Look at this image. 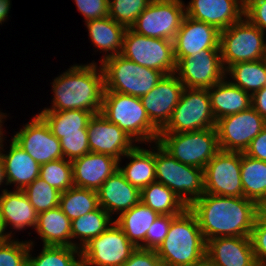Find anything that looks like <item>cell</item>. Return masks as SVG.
Listing matches in <instances>:
<instances>
[{
	"instance_id": "cell-55",
	"label": "cell",
	"mask_w": 266,
	"mask_h": 266,
	"mask_svg": "<svg viewBox=\"0 0 266 266\" xmlns=\"http://www.w3.org/2000/svg\"><path fill=\"white\" fill-rule=\"evenodd\" d=\"M3 116H4V114L2 115V113H0V123H2ZM1 126H2V124H0V150H2L1 148H2V146H3V145H2V141H3V140H2V137H1V136L3 135V133H2V131H1V130H2Z\"/></svg>"
},
{
	"instance_id": "cell-45",
	"label": "cell",
	"mask_w": 266,
	"mask_h": 266,
	"mask_svg": "<svg viewBox=\"0 0 266 266\" xmlns=\"http://www.w3.org/2000/svg\"><path fill=\"white\" fill-rule=\"evenodd\" d=\"M75 2L86 22L108 16L109 0H75Z\"/></svg>"
},
{
	"instance_id": "cell-51",
	"label": "cell",
	"mask_w": 266,
	"mask_h": 266,
	"mask_svg": "<svg viewBox=\"0 0 266 266\" xmlns=\"http://www.w3.org/2000/svg\"><path fill=\"white\" fill-rule=\"evenodd\" d=\"M258 215L266 219V197L258 204Z\"/></svg>"
},
{
	"instance_id": "cell-5",
	"label": "cell",
	"mask_w": 266,
	"mask_h": 266,
	"mask_svg": "<svg viewBox=\"0 0 266 266\" xmlns=\"http://www.w3.org/2000/svg\"><path fill=\"white\" fill-rule=\"evenodd\" d=\"M105 91L141 98L150 92L165 74L141 66L118 54L101 62Z\"/></svg>"
},
{
	"instance_id": "cell-31",
	"label": "cell",
	"mask_w": 266,
	"mask_h": 266,
	"mask_svg": "<svg viewBox=\"0 0 266 266\" xmlns=\"http://www.w3.org/2000/svg\"><path fill=\"white\" fill-rule=\"evenodd\" d=\"M39 115L48 124L52 134L61 139V134L87 133L89 120L94 115L85 110L41 111Z\"/></svg>"
},
{
	"instance_id": "cell-40",
	"label": "cell",
	"mask_w": 266,
	"mask_h": 266,
	"mask_svg": "<svg viewBox=\"0 0 266 266\" xmlns=\"http://www.w3.org/2000/svg\"><path fill=\"white\" fill-rule=\"evenodd\" d=\"M152 0H109L110 16L117 23L130 28Z\"/></svg>"
},
{
	"instance_id": "cell-32",
	"label": "cell",
	"mask_w": 266,
	"mask_h": 266,
	"mask_svg": "<svg viewBox=\"0 0 266 266\" xmlns=\"http://www.w3.org/2000/svg\"><path fill=\"white\" fill-rule=\"evenodd\" d=\"M140 195V201L159 215L176 216L188 207L172 190L156 181L143 188Z\"/></svg>"
},
{
	"instance_id": "cell-14",
	"label": "cell",
	"mask_w": 266,
	"mask_h": 266,
	"mask_svg": "<svg viewBox=\"0 0 266 266\" xmlns=\"http://www.w3.org/2000/svg\"><path fill=\"white\" fill-rule=\"evenodd\" d=\"M205 193L227 197L243 196L241 152L219 150L204 168Z\"/></svg>"
},
{
	"instance_id": "cell-20",
	"label": "cell",
	"mask_w": 266,
	"mask_h": 266,
	"mask_svg": "<svg viewBox=\"0 0 266 266\" xmlns=\"http://www.w3.org/2000/svg\"><path fill=\"white\" fill-rule=\"evenodd\" d=\"M241 0H191L186 16L215 26L219 31L228 28L244 16Z\"/></svg>"
},
{
	"instance_id": "cell-39",
	"label": "cell",
	"mask_w": 266,
	"mask_h": 266,
	"mask_svg": "<svg viewBox=\"0 0 266 266\" xmlns=\"http://www.w3.org/2000/svg\"><path fill=\"white\" fill-rule=\"evenodd\" d=\"M23 192L37 213L59 206L61 192L53 188L40 177L26 186Z\"/></svg>"
},
{
	"instance_id": "cell-8",
	"label": "cell",
	"mask_w": 266,
	"mask_h": 266,
	"mask_svg": "<svg viewBox=\"0 0 266 266\" xmlns=\"http://www.w3.org/2000/svg\"><path fill=\"white\" fill-rule=\"evenodd\" d=\"M219 47L223 67L227 64L224 67L225 70L239 62L266 58L264 32L247 18L241 19L220 31Z\"/></svg>"
},
{
	"instance_id": "cell-7",
	"label": "cell",
	"mask_w": 266,
	"mask_h": 266,
	"mask_svg": "<svg viewBox=\"0 0 266 266\" xmlns=\"http://www.w3.org/2000/svg\"><path fill=\"white\" fill-rule=\"evenodd\" d=\"M157 143L179 162L201 169L220 150L215 127L181 133H159Z\"/></svg>"
},
{
	"instance_id": "cell-24",
	"label": "cell",
	"mask_w": 266,
	"mask_h": 266,
	"mask_svg": "<svg viewBox=\"0 0 266 266\" xmlns=\"http://www.w3.org/2000/svg\"><path fill=\"white\" fill-rule=\"evenodd\" d=\"M211 110L217 121L247 110L252 105L251 94L224 79L208 88Z\"/></svg>"
},
{
	"instance_id": "cell-15",
	"label": "cell",
	"mask_w": 266,
	"mask_h": 266,
	"mask_svg": "<svg viewBox=\"0 0 266 266\" xmlns=\"http://www.w3.org/2000/svg\"><path fill=\"white\" fill-rule=\"evenodd\" d=\"M175 59V73L184 88L208 89L226 78L220 50H202L198 54Z\"/></svg>"
},
{
	"instance_id": "cell-56",
	"label": "cell",
	"mask_w": 266,
	"mask_h": 266,
	"mask_svg": "<svg viewBox=\"0 0 266 266\" xmlns=\"http://www.w3.org/2000/svg\"><path fill=\"white\" fill-rule=\"evenodd\" d=\"M242 1V3L245 5L248 1H250V0H241Z\"/></svg>"
},
{
	"instance_id": "cell-37",
	"label": "cell",
	"mask_w": 266,
	"mask_h": 266,
	"mask_svg": "<svg viewBox=\"0 0 266 266\" xmlns=\"http://www.w3.org/2000/svg\"><path fill=\"white\" fill-rule=\"evenodd\" d=\"M76 254L80 260H76ZM30 256L28 252L27 266H82L80 246L44 245L40 255L34 258Z\"/></svg>"
},
{
	"instance_id": "cell-12",
	"label": "cell",
	"mask_w": 266,
	"mask_h": 266,
	"mask_svg": "<svg viewBox=\"0 0 266 266\" xmlns=\"http://www.w3.org/2000/svg\"><path fill=\"white\" fill-rule=\"evenodd\" d=\"M114 225V226H113ZM114 222L100 235L92 238L81 249L82 266H122L136 250Z\"/></svg>"
},
{
	"instance_id": "cell-34",
	"label": "cell",
	"mask_w": 266,
	"mask_h": 266,
	"mask_svg": "<svg viewBox=\"0 0 266 266\" xmlns=\"http://www.w3.org/2000/svg\"><path fill=\"white\" fill-rule=\"evenodd\" d=\"M226 74H231L236 82L231 83L253 95L266 86V58L257 61L239 62L229 66Z\"/></svg>"
},
{
	"instance_id": "cell-29",
	"label": "cell",
	"mask_w": 266,
	"mask_h": 266,
	"mask_svg": "<svg viewBox=\"0 0 266 266\" xmlns=\"http://www.w3.org/2000/svg\"><path fill=\"white\" fill-rule=\"evenodd\" d=\"M86 24L93 44L102 51L107 52L111 50L110 54L104 56L101 62L106 58L121 53L123 38L127 29L125 26L117 23L110 16L89 20Z\"/></svg>"
},
{
	"instance_id": "cell-25",
	"label": "cell",
	"mask_w": 266,
	"mask_h": 266,
	"mask_svg": "<svg viewBox=\"0 0 266 266\" xmlns=\"http://www.w3.org/2000/svg\"><path fill=\"white\" fill-rule=\"evenodd\" d=\"M0 215L4 227L9 225L13 229H24L25 226L36 227L38 213L30 204L23 190L16 189L13 192H8L4 189L0 195Z\"/></svg>"
},
{
	"instance_id": "cell-21",
	"label": "cell",
	"mask_w": 266,
	"mask_h": 266,
	"mask_svg": "<svg viewBox=\"0 0 266 266\" xmlns=\"http://www.w3.org/2000/svg\"><path fill=\"white\" fill-rule=\"evenodd\" d=\"M71 163L74 186L95 191L119 169L118 159L93 152L74 159Z\"/></svg>"
},
{
	"instance_id": "cell-9",
	"label": "cell",
	"mask_w": 266,
	"mask_h": 266,
	"mask_svg": "<svg viewBox=\"0 0 266 266\" xmlns=\"http://www.w3.org/2000/svg\"><path fill=\"white\" fill-rule=\"evenodd\" d=\"M120 54L132 62L159 70L165 75L175 74L176 59L171 40L147 37L127 28Z\"/></svg>"
},
{
	"instance_id": "cell-57",
	"label": "cell",
	"mask_w": 266,
	"mask_h": 266,
	"mask_svg": "<svg viewBox=\"0 0 266 266\" xmlns=\"http://www.w3.org/2000/svg\"><path fill=\"white\" fill-rule=\"evenodd\" d=\"M260 266H266V262H264L263 264H261Z\"/></svg>"
},
{
	"instance_id": "cell-30",
	"label": "cell",
	"mask_w": 266,
	"mask_h": 266,
	"mask_svg": "<svg viewBox=\"0 0 266 266\" xmlns=\"http://www.w3.org/2000/svg\"><path fill=\"white\" fill-rule=\"evenodd\" d=\"M124 156L132 160L124 168L119 165V171L132 186L141 191L150 183L156 181L155 151L135 146Z\"/></svg>"
},
{
	"instance_id": "cell-3",
	"label": "cell",
	"mask_w": 266,
	"mask_h": 266,
	"mask_svg": "<svg viewBox=\"0 0 266 266\" xmlns=\"http://www.w3.org/2000/svg\"><path fill=\"white\" fill-rule=\"evenodd\" d=\"M155 251L163 266H189L206 256V241L188 207L171 220L166 237Z\"/></svg>"
},
{
	"instance_id": "cell-53",
	"label": "cell",
	"mask_w": 266,
	"mask_h": 266,
	"mask_svg": "<svg viewBox=\"0 0 266 266\" xmlns=\"http://www.w3.org/2000/svg\"><path fill=\"white\" fill-rule=\"evenodd\" d=\"M189 266H214L213 263L205 256L200 261L192 263Z\"/></svg>"
},
{
	"instance_id": "cell-22",
	"label": "cell",
	"mask_w": 266,
	"mask_h": 266,
	"mask_svg": "<svg viewBox=\"0 0 266 266\" xmlns=\"http://www.w3.org/2000/svg\"><path fill=\"white\" fill-rule=\"evenodd\" d=\"M206 257L214 266H258L250 237H217L206 241Z\"/></svg>"
},
{
	"instance_id": "cell-33",
	"label": "cell",
	"mask_w": 266,
	"mask_h": 266,
	"mask_svg": "<svg viewBox=\"0 0 266 266\" xmlns=\"http://www.w3.org/2000/svg\"><path fill=\"white\" fill-rule=\"evenodd\" d=\"M243 196L259 204L266 197V162L241 152Z\"/></svg>"
},
{
	"instance_id": "cell-35",
	"label": "cell",
	"mask_w": 266,
	"mask_h": 266,
	"mask_svg": "<svg viewBox=\"0 0 266 266\" xmlns=\"http://www.w3.org/2000/svg\"><path fill=\"white\" fill-rule=\"evenodd\" d=\"M59 207L72 221L100 207L98 193L92 189L73 186L61 193Z\"/></svg>"
},
{
	"instance_id": "cell-17",
	"label": "cell",
	"mask_w": 266,
	"mask_h": 266,
	"mask_svg": "<svg viewBox=\"0 0 266 266\" xmlns=\"http://www.w3.org/2000/svg\"><path fill=\"white\" fill-rule=\"evenodd\" d=\"M90 152L110 155L119 161L131 151L134 140L119 126L108 121L101 113L95 114L87 126Z\"/></svg>"
},
{
	"instance_id": "cell-47",
	"label": "cell",
	"mask_w": 266,
	"mask_h": 266,
	"mask_svg": "<svg viewBox=\"0 0 266 266\" xmlns=\"http://www.w3.org/2000/svg\"><path fill=\"white\" fill-rule=\"evenodd\" d=\"M122 266H163L155 250L137 247Z\"/></svg>"
},
{
	"instance_id": "cell-16",
	"label": "cell",
	"mask_w": 266,
	"mask_h": 266,
	"mask_svg": "<svg viewBox=\"0 0 266 266\" xmlns=\"http://www.w3.org/2000/svg\"><path fill=\"white\" fill-rule=\"evenodd\" d=\"M12 139L39 165L63 158L60 140L39 114Z\"/></svg>"
},
{
	"instance_id": "cell-54",
	"label": "cell",
	"mask_w": 266,
	"mask_h": 266,
	"mask_svg": "<svg viewBox=\"0 0 266 266\" xmlns=\"http://www.w3.org/2000/svg\"><path fill=\"white\" fill-rule=\"evenodd\" d=\"M6 179L5 178V168H4V161L2 158V153L0 151V185L2 182H4L3 180Z\"/></svg>"
},
{
	"instance_id": "cell-18",
	"label": "cell",
	"mask_w": 266,
	"mask_h": 266,
	"mask_svg": "<svg viewBox=\"0 0 266 266\" xmlns=\"http://www.w3.org/2000/svg\"><path fill=\"white\" fill-rule=\"evenodd\" d=\"M183 89L184 85L176 74L165 75L150 92L140 98L150 121L160 131L169 122Z\"/></svg>"
},
{
	"instance_id": "cell-2",
	"label": "cell",
	"mask_w": 266,
	"mask_h": 266,
	"mask_svg": "<svg viewBox=\"0 0 266 266\" xmlns=\"http://www.w3.org/2000/svg\"><path fill=\"white\" fill-rule=\"evenodd\" d=\"M96 63L75 65L54 79L53 105L42 111L85 110L94 115L101 112L105 91L104 74Z\"/></svg>"
},
{
	"instance_id": "cell-10",
	"label": "cell",
	"mask_w": 266,
	"mask_h": 266,
	"mask_svg": "<svg viewBox=\"0 0 266 266\" xmlns=\"http://www.w3.org/2000/svg\"><path fill=\"white\" fill-rule=\"evenodd\" d=\"M215 126L208 89L184 88L169 122L160 133L197 131Z\"/></svg>"
},
{
	"instance_id": "cell-41",
	"label": "cell",
	"mask_w": 266,
	"mask_h": 266,
	"mask_svg": "<svg viewBox=\"0 0 266 266\" xmlns=\"http://www.w3.org/2000/svg\"><path fill=\"white\" fill-rule=\"evenodd\" d=\"M31 242L11 241V238L0 242V266H27V256Z\"/></svg>"
},
{
	"instance_id": "cell-48",
	"label": "cell",
	"mask_w": 266,
	"mask_h": 266,
	"mask_svg": "<svg viewBox=\"0 0 266 266\" xmlns=\"http://www.w3.org/2000/svg\"><path fill=\"white\" fill-rule=\"evenodd\" d=\"M244 154L266 162V127L250 142Z\"/></svg>"
},
{
	"instance_id": "cell-1",
	"label": "cell",
	"mask_w": 266,
	"mask_h": 266,
	"mask_svg": "<svg viewBox=\"0 0 266 266\" xmlns=\"http://www.w3.org/2000/svg\"><path fill=\"white\" fill-rule=\"evenodd\" d=\"M188 208L195 214L205 241L217 237H250L258 204L244 196L204 193Z\"/></svg>"
},
{
	"instance_id": "cell-28",
	"label": "cell",
	"mask_w": 266,
	"mask_h": 266,
	"mask_svg": "<svg viewBox=\"0 0 266 266\" xmlns=\"http://www.w3.org/2000/svg\"><path fill=\"white\" fill-rule=\"evenodd\" d=\"M158 216V213L140 201L131 209L122 212L114 222L122 229L131 243L136 247L146 249L147 231ZM139 241H143V244Z\"/></svg>"
},
{
	"instance_id": "cell-4",
	"label": "cell",
	"mask_w": 266,
	"mask_h": 266,
	"mask_svg": "<svg viewBox=\"0 0 266 266\" xmlns=\"http://www.w3.org/2000/svg\"><path fill=\"white\" fill-rule=\"evenodd\" d=\"M100 113L134 141L158 140L160 130L150 121L139 97L104 92Z\"/></svg>"
},
{
	"instance_id": "cell-42",
	"label": "cell",
	"mask_w": 266,
	"mask_h": 266,
	"mask_svg": "<svg viewBox=\"0 0 266 266\" xmlns=\"http://www.w3.org/2000/svg\"><path fill=\"white\" fill-rule=\"evenodd\" d=\"M60 144L63 158L67 156L69 161L90 152L87 133L61 134Z\"/></svg>"
},
{
	"instance_id": "cell-49",
	"label": "cell",
	"mask_w": 266,
	"mask_h": 266,
	"mask_svg": "<svg viewBox=\"0 0 266 266\" xmlns=\"http://www.w3.org/2000/svg\"><path fill=\"white\" fill-rule=\"evenodd\" d=\"M252 107L266 120V86L251 95Z\"/></svg>"
},
{
	"instance_id": "cell-27",
	"label": "cell",
	"mask_w": 266,
	"mask_h": 266,
	"mask_svg": "<svg viewBox=\"0 0 266 266\" xmlns=\"http://www.w3.org/2000/svg\"><path fill=\"white\" fill-rule=\"evenodd\" d=\"M35 228L43 240V245L78 247L76 243L70 241L72 238L71 220L59 206L38 213Z\"/></svg>"
},
{
	"instance_id": "cell-50",
	"label": "cell",
	"mask_w": 266,
	"mask_h": 266,
	"mask_svg": "<svg viewBox=\"0 0 266 266\" xmlns=\"http://www.w3.org/2000/svg\"><path fill=\"white\" fill-rule=\"evenodd\" d=\"M10 8V0H0V24L4 22L5 18H7V14L9 13Z\"/></svg>"
},
{
	"instance_id": "cell-13",
	"label": "cell",
	"mask_w": 266,
	"mask_h": 266,
	"mask_svg": "<svg viewBox=\"0 0 266 266\" xmlns=\"http://www.w3.org/2000/svg\"><path fill=\"white\" fill-rule=\"evenodd\" d=\"M266 127V120L251 106L249 109L216 121L219 149L242 152Z\"/></svg>"
},
{
	"instance_id": "cell-43",
	"label": "cell",
	"mask_w": 266,
	"mask_h": 266,
	"mask_svg": "<svg viewBox=\"0 0 266 266\" xmlns=\"http://www.w3.org/2000/svg\"><path fill=\"white\" fill-rule=\"evenodd\" d=\"M254 257L258 266L266 262V219L257 215L250 234Z\"/></svg>"
},
{
	"instance_id": "cell-6",
	"label": "cell",
	"mask_w": 266,
	"mask_h": 266,
	"mask_svg": "<svg viewBox=\"0 0 266 266\" xmlns=\"http://www.w3.org/2000/svg\"><path fill=\"white\" fill-rule=\"evenodd\" d=\"M155 143L158 149L155 152L156 182L168 187L186 206H190L205 193L204 169L179 162Z\"/></svg>"
},
{
	"instance_id": "cell-23",
	"label": "cell",
	"mask_w": 266,
	"mask_h": 266,
	"mask_svg": "<svg viewBox=\"0 0 266 266\" xmlns=\"http://www.w3.org/2000/svg\"><path fill=\"white\" fill-rule=\"evenodd\" d=\"M99 205L110 215L131 209L140 202V190L132 186L119 171L111 175L97 190Z\"/></svg>"
},
{
	"instance_id": "cell-46",
	"label": "cell",
	"mask_w": 266,
	"mask_h": 266,
	"mask_svg": "<svg viewBox=\"0 0 266 266\" xmlns=\"http://www.w3.org/2000/svg\"><path fill=\"white\" fill-rule=\"evenodd\" d=\"M244 17L263 32L266 29V0H250L245 4Z\"/></svg>"
},
{
	"instance_id": "cell-44",
	"label": "cell",
	"mask_w": 266,
	"mask_h": 266,
	"mask_svg": "<svg viewBox=\"0 0 266 266\" xmlns=\"http://www.w3.org/2000/svg\"><path fill=\"white\" fill-rule=\"evenodd\" d=\"M175 216L159 215L146 234V249L156 250L166 237L171 220Z\"/></svg>"
},
{
	"instance_id": "cell-52",
	"label": "cell",
	"mask_w": 266,
	"mask_h": 266,
	"mask_svg": "<svg viewBox=\"0 0 266 266\" xmlns=\"http://www.w3.org/2000/svg\"><path fill=\"white\" fill-rule=\"evenodd\" d=\"M4 231H5V227H4V224H3V221H2V217H1V215H0V242L1 241H4V240H7V239H9V238H11V233H4Z\"/></svg>"
},
{
	"instance_id": "cell-36",
	"label": "cell",
	"mask_w": 266,
	"mask_h": 266,
	"mask_svg": "<svg viewBox=\"0 0 266 266\" xmlns=\"http://www.w3.org/2000/svg\"><path fill=\"white\" fill-rule=\"evenodd\" d=\"M111 216L100 206L98 209L80 216L71 221L72 239L80 238L81 248L92 238L103 233L110 225H112Z\"/></svg>"
},
{
	"instance_id": "cell-19",
	"label": "cell",
	"mask_w": 266,
	"mask_h": 266,
	"mask_svg": "<svg viewBox=\"0 0 266 266\" xmlns=\"http://www.w3.org/2000/svg\"><path fill=\"white\" fill-rule=\"evenodd\" d=\"M220 31L213 25L185 16L173 40L175 58L220 50Z\"/></svg>"
},
{
	"instance_id": "cell-38",
	"label": "cell",
	"mask_w": 266,
	"mask_h": 266,
	"mask_svg": "<svg viewBox=\"0 0 266 266\" xmlns=\"http://www.w3.org/2000/svg\"><path fill=\"white\" fill-rule=\"evenodd\" d=\"M39 177L61 193L74 186L72 163L65 158L40 165Z\"/></svg>"
},
{
	"instance_id": "cell-11",
	"label": "cell",
	"mask_w": 266,
	"mask_h": 266,
	"mask_svg": "<svg viewBox=\"0 0 266 266\" xmlns=\"http://www.w3.org/2000/svg\"><path fill=\"white\" fill-rule=\"evenodd\" d=\"M181 0H152L130 27L134 32L173 41L186 16Z\"/></svg>"
},
{
	"instance_id": "cell-26",
	"label": "cell",
	"mask_w": 266,
	"mask_h": 266,
	"mask_svg": "<svg viewBox=\"0 0 266 266\" xmlns=\"http://www.w3.org/2000/svg\"><path fill=\"white\" fill-rule=\"evenodd\" d=\"M6 184L14 183L23 190L39 177L40 165L13 139L7 155L2 153Z\"/></svg>"
}]
</instances>
